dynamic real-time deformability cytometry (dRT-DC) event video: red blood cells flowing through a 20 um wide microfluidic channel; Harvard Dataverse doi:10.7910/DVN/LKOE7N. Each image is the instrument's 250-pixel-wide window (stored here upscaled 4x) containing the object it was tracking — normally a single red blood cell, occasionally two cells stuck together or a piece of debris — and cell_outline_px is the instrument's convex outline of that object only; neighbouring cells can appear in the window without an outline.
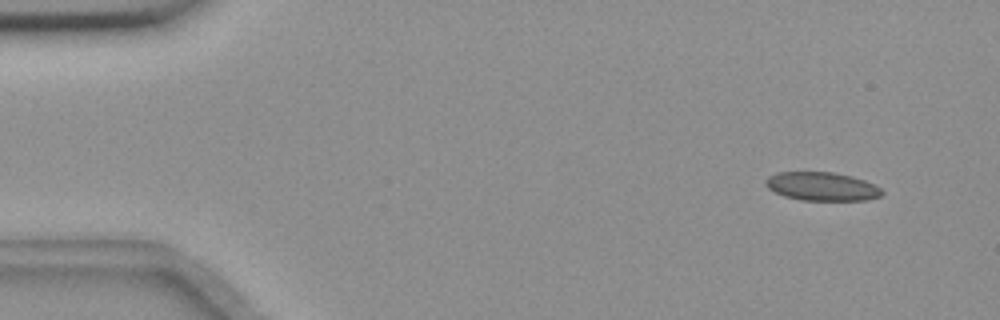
{"species": "common noctule bat (a hibernating species)", "species_latin": "Nyctalus noctula", "temperature_condition": "room temperature", "stored_images_in_passage": 56, "camera_frame_rate_fps": 3000, "um_per_image_px": 0.085, "animal": {"sex": "female", "body_mass_g": 18.4}, "frame": {"image": 1, "passage_image": 5, "time_ms": 1.333, "image_size_px": [1000, 320], "cell_outline_px": [[884, 192], [880, 196], [864, 200], [800, 200], [784, 196], [768, 188], [764, 180], [768, 176], [776, 172], [832, 172], [852, 176], [864, 180], [880, 188]], "centroid_in_image_um": [69.83, 15.84], "position_along_channel_um": 15.2, "area_um2": 19.25}}
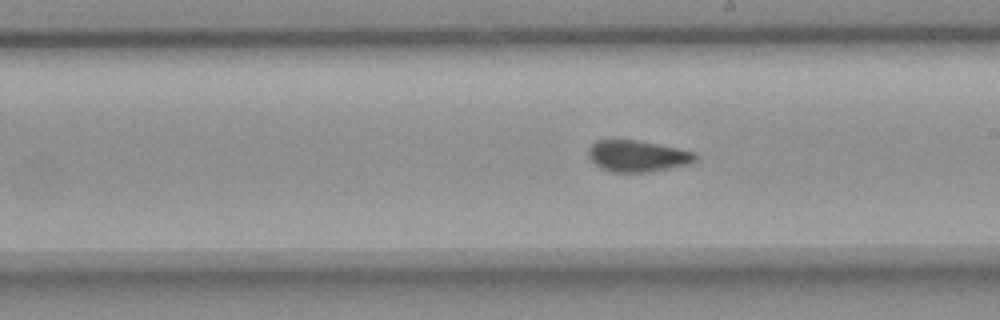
{"frame": {"image": 2, "passage_image": 32, "time_ms": 10.333, "image_size_px": [1000, 320], "cell_outline_px": [[696, 160], [688, 164], [648, 172], [612, 172], [600, 168], [588, 156], [588, 148], [596, 140], [636, 140], [696, 152]], "centroid_in_image_um": [54.16, 13.26], "position_along_channel_um": 234.8, "area_um2": 19.36}}
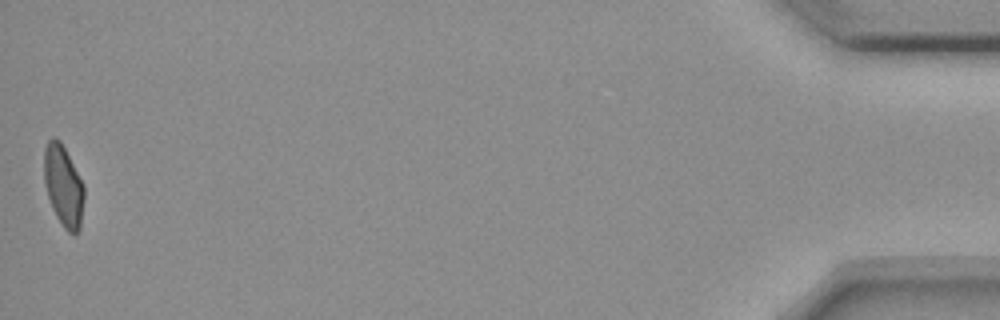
{"frame": {"image": 3, "passage_image": 56, "time_ms": 18.333, "image_size_px": [1000, 320], "cell_outline_px": [[84, 200], [80, 228], [76, 232], [68, 232], [64, 228], [56, 216], [52, 208], [48, 196], [44, 180], [44, 148], [48, 140], [56, 136], [60, 140], [84, 184]], "centroid_in_image_um": [5.39, 15.77], "position_along_channel_um": 429.8, "area_um2": 18.9}, "authors_computed_cell_mechanics": {"area_um2": 19.8543, "velocity_mm_per_s": 3.6349, "shape_relaxation_time_tau1_ms": null, "shape_relaxation_time_tau2_ms": 1.3067, "deformation_change_tau1": null, "deformation_change_tau2": 0.0688}}